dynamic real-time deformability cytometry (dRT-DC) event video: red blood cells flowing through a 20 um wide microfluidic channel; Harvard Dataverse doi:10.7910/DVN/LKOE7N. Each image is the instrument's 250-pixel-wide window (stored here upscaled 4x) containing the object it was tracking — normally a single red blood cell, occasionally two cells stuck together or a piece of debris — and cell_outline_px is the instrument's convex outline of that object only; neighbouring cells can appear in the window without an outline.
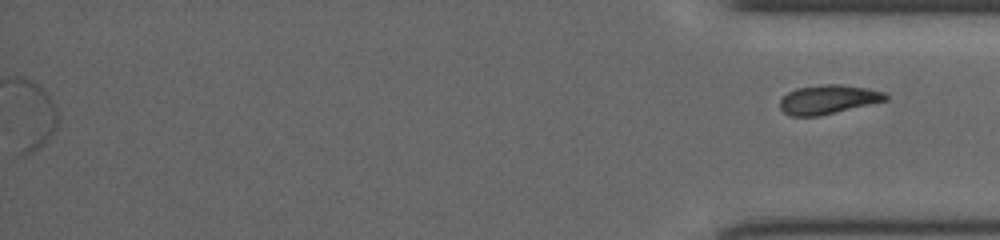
{"species": "common noctule bat (a hibernating species)", "species_latin": "Nyctalus noctula", "temperature_condition": "cold", "stored_images_in_passage": 39, "segment_of_instrument_passage": [2, 2], "camera_frame_rate_fps": 3000, "um_per_image_px": 0.085, "animal": {"sex": "female", "body_mass_g": 19.5, "forearm_length_mm": 54.1}, "frame": {"image": 1, "passage_image": 39, "time_ms": 12.667, "image_size_px": [1000, 240], "cell_outline_px": [[888, 100], [816, 116], [792, 116], [784, 112], [780, 108], [780, 100], [788, 92], [796, 88], [824, 84], [840, 84], [868, 88], [884, 92], [888, 96]], "centroid_in_image_um": [70.39, 8.44], "position_along_channel_um": 364.8, "area_um2": 17.69}}